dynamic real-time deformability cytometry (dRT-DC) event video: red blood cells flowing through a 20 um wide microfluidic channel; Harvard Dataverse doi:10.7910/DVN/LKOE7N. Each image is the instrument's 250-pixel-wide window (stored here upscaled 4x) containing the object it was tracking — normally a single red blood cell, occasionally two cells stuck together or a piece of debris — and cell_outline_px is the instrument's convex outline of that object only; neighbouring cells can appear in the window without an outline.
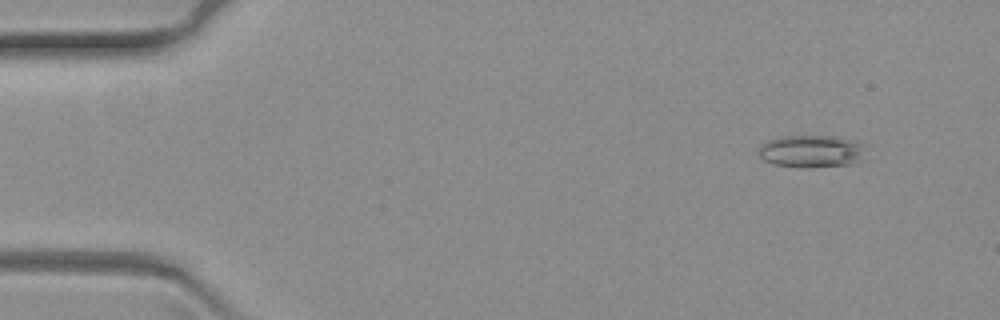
{"species": "common noctule bat (a hibernating species)", "species_latin": "Nyctalus noctula", "temperature_condition": "warm", "stored_images_in_passage": 61, "camera_frame_rate_fps": 3000, "um_per_image_px": 0.085, "animal": {"sex": "female", "body_mass_g": 19.3, "forearm_length_mm": 54.1}, "frame": {"image": 1, "passage_image": 2, "time_ms": 0.333, "image_size_px": [1000, 320], "cell_outline_px": [[864, 160], [852, 164], [812, 168], [800, 168], [772, 164], [764, 160], [756, 152], [760, 144], [768, 140], [780, 136], [836, 136], [864, 144]], "centroid_in_image_um": [68.95, 12.87], "position_along_channel_um": 16.1, "area_um2": 20.75}}
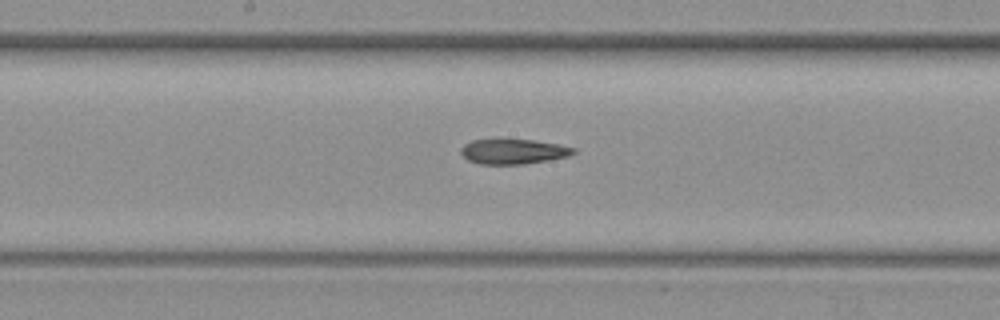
{"frame": {"image": 2, "passage_image": 30, "time_ms": 9.667, "image_size_px": [1000, 320], "cell_outline_px": [[576, 152], [568, 156], [548, 160], [524, 164], [480, 164], [468, 160], [460, 152], [460, 148], [464, 144], [472, 140], [536, 140], [576, 148]], "centroid_in_image_um": [43.63, 12.88], "position_along_channel_um": 204.6, "area_um2": 16.24}}
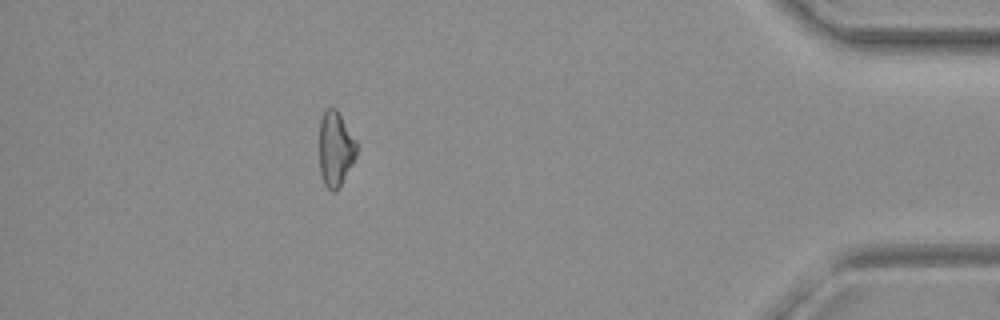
{"frame": {"image": 3, "passage_image": 54, "time_ms": 17.667, "image_size_px": [1000, 320], "cell_outline_px": [[356, 156], [352, 164], [336, 192], [332, 192], [324, 184], [320, 172], [320, 120], [324, 112], [328, 108], [336, 108], [356, 140]], "centroid_in_image_um": [28.51, 12.66], "position_along_channel_um": 406.7, "area_um2": 16.07}}